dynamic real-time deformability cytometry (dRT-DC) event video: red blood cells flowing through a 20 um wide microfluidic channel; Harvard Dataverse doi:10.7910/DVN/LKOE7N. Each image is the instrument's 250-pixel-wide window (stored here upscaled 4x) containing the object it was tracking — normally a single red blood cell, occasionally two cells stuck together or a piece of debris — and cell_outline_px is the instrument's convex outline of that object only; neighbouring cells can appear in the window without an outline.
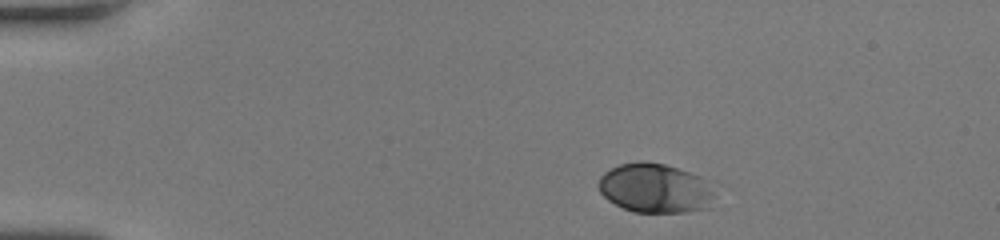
{"species": "human", "species_latin": "Homo sapiens", "temperature_condition": "room temperature", "stored_images_in_passage": 42, "camera_frame_rate_fps": 3000, "um_per_image_px": 0.085, "donor": {"sex": "female"}, "frame": {"image": 1, "passage_image": 1, "time_ms": 0.0, "image_size_px": [1000, 240], "cell_outline_px": [[676, 208], [668, 212], [640, 212], [628, 208], [612, 200], [600, 188], [600, 180], [608, 172], [624, 164], [660, 164], [672, 168]], "centroid_in_image_um": [54.51, 15.92], "position_along_channel_um": 30.5, "area_um2": 21.56}}
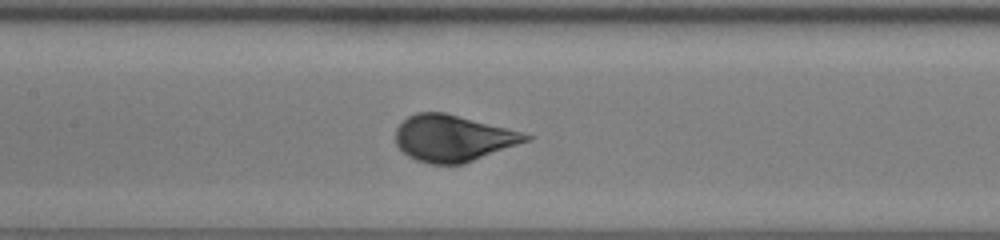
{"frame": {"image": 2, "passage_image": 17, "time_ms": 5.333, "image_size_px": [1000, 240], "cell_outline_px": [[524, 136], [520, 140], [468, 160], [448, 164], [424, 160], [408, 152], [400, 144], [400, 128], [412, 116], [428, 112], [436, 112], [452, 116], [496, 128]], "centroid_in_image_um": [38.34, 11.74], "position_along_channel_um": 169.1, "area_um2": 29.54}}
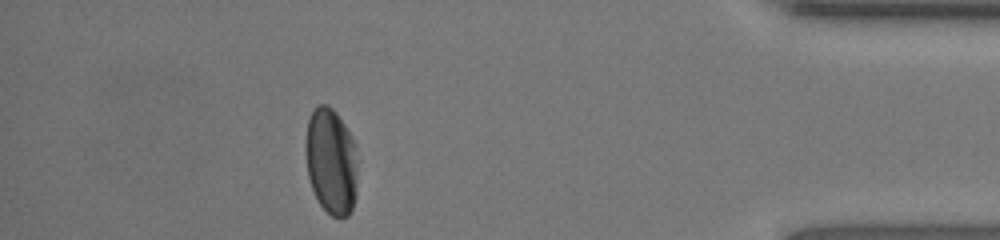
{"frame": {"image": 3, "passage_image": 37, "time_ms": 12.0, "image_size_px": [1000, 240], "cell_outline_px": [[352, 204], [348, 212], [344, 216], [336, 216], [328, 212], [324, 208], [316, 196], [308, 172], [308, 124], [312, 112], [316, 108], [328, 108], [336, 116], [344, 132], [352, 180]], "centroid_in_image_um": [27.99, 13.81], "position_along_channel_um": 407.2, "area_um2": 26.82}}